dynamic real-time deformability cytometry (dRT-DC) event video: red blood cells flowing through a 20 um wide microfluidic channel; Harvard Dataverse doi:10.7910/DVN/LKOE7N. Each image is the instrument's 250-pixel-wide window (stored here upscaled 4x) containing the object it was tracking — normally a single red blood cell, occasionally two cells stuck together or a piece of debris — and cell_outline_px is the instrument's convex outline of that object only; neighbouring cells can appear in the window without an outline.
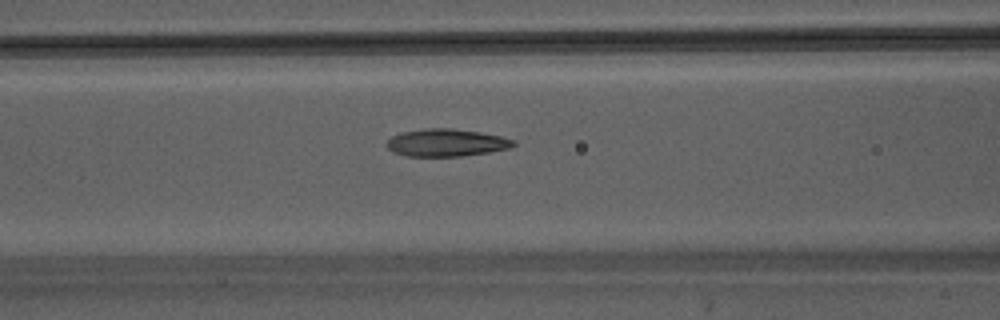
{"species": "Egyptian fruit bat (a non-hibernating species)", "species_latin": "Rousettus aegyptiacus", "temperature_condition": "warm", "stored_images_in_passage": 31, "camera_frame_rate_fps": 3000, "um_per_image_px": 0.085, "animal": {"sex": "male"}, "frame": {"image": 1, "passage_image": 8, "time_ms": 2.333, "image_size_px": [1000, 320], "cell_outline_px": [[516, 144], [508, 148], [488, 152], [460, 156], [404, 156], [392, 152], [384, 144], [392, 136], [400, 132], [424, 128], [452, 128], [480, 132], [500, 136], [516, 140]], "centroid_in_image_um": [37.89, 12.12], "position_along_channel_um": 128.7, "area_um2": 20.4}}
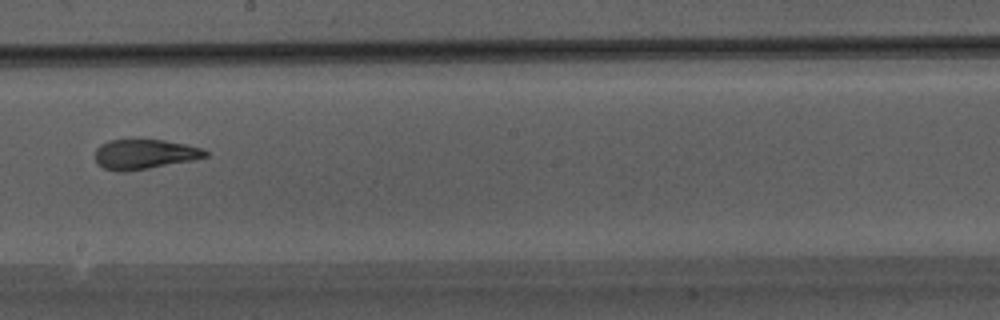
{"frame": {"image": 2, "passage_image": 15, "time_ms": 4.667, "image_size_px": [1000, 320], "cell_outline_px": [[208, 156], [192, 160], [148, 168], [120, 172], [104, 168], [96, 164], [96, 148], [100, 144], [108, 140], [164, 140], [204, 148], [208, 152]], "centroid_in_image_um": [12.27, 13.1], "position_along_channel_um": 235.9, "area_um2": 19.02}}
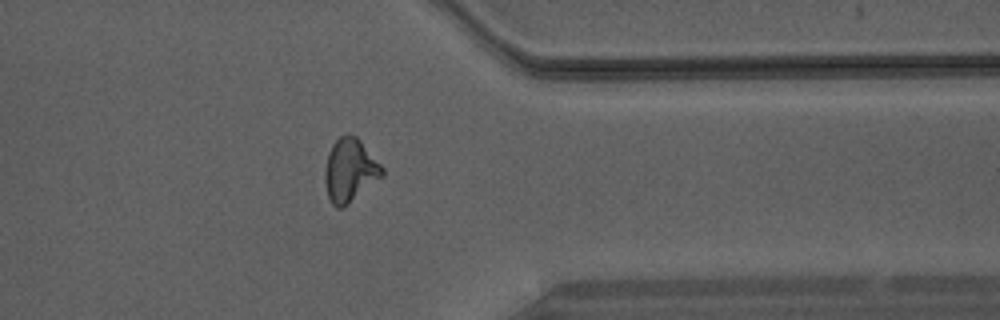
{"frame": {"image": 3, "passage_image": 25, "time_ms": 8.0, "image_size_px": [1000, 320], "cell_outline_px": [[384, 176], [348, 204], [340, 208], [336, 208], [332, 204], [328, 196], [324, 180], [324, 172], [328, 152], [332, 144], [340, 136], [348, 132], [356, 136], [360, 140], [384, 168]], "centroid_in_image_um": [29.74, 14.46], "position_along_channel_um": 381.7, "area_um2": 21.27}}